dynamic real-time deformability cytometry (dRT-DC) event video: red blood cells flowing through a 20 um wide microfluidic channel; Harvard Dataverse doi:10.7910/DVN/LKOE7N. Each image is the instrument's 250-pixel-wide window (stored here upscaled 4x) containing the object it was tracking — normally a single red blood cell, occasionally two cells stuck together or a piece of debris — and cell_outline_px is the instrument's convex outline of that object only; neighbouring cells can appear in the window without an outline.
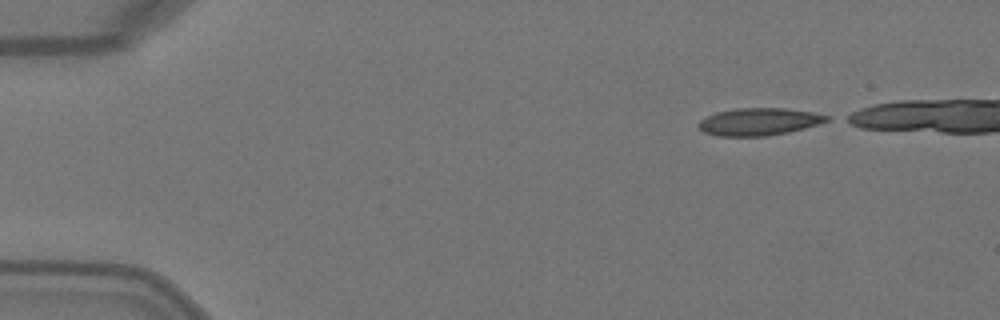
{"species": "Egyptian fruit bat (a non-hibernating species)", "species_latin": "Rousettus aegyptiacus", "temperature_condition": "warm", "stored_images_in_passage": 8, "camera_frame_rate_fps": 3000, "um_per_image_px": 0.085, "animal": {"sex": "female"}, "frame": {"image": 1, "passage_image": 1, "time_ms": 0.0, "image_size_px": [1000, 320], "cell_outline_px": [[832, 116], [828, 120], [804, 128], [788, 132], [768, 136], [716, 136], [704, 132], [696, 124], [700, 120], [716, 112], [736, 108], [784, 108], [812, 112]], "centroid_in_image_um": [64.49, 10.34], "position_along_channel_um": 20.5, "area_um2": 20.4}}